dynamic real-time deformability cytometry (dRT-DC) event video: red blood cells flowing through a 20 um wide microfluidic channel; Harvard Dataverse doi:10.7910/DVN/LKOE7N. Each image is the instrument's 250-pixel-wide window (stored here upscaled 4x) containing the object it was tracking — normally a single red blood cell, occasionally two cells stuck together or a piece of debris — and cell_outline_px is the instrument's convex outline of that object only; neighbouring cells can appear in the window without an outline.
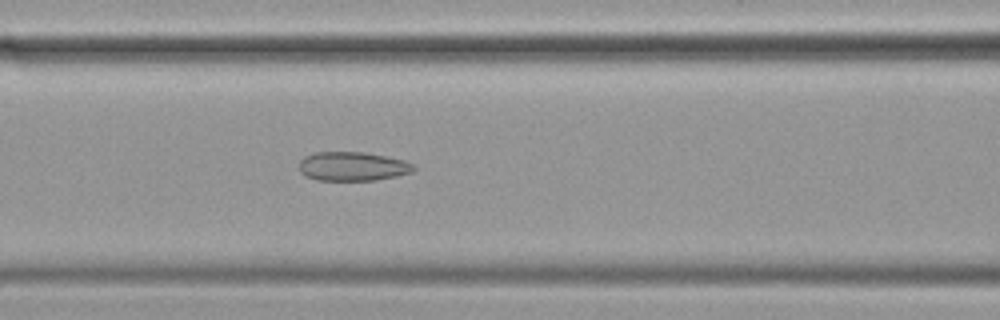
{"species": "common noctule bat (a hibernating species)", "species_latin": "Nyctalus noctula", "temperature_condition": "cold", "stored_images_in_passage": 43, "camera_frame_rate_fps": 3000, "um_per_image_px": 0.085, "animal": {"sex": "female", "body_mass_g": 19.9}, "frame": {"image": 1, "passage_image": 12, "time_ms": 3.667, "image_size_px": [1000, 320], "cell_outline_px": [[416, 168], [412, 172], [396, 176], [376, 180], [316, 180], [304, 176], [300, 172], [300, 160], [304, 156], [316, 152], [364, 152], [404, 160], [412, 164]], "centroid_in_image_um": [29.95, 14.14], "position_along_channel_um": 136.7, "area_um2": 19.36}}
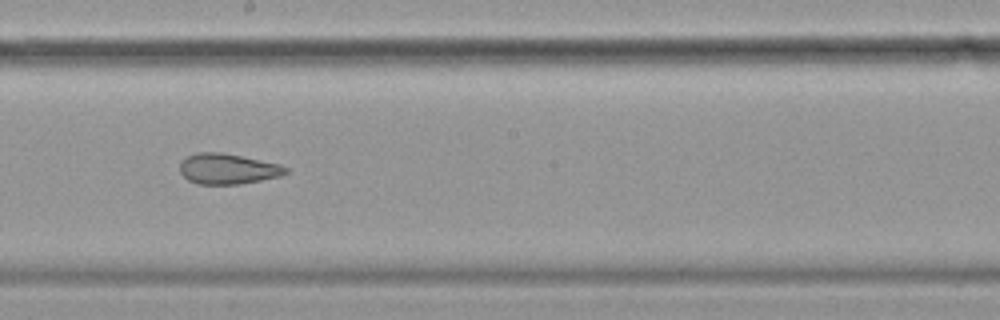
{"frame": {"image": 2, "passage_image": 20, "time_ms": 6.333, "image_size_px": [1000, 320], "cell_outline_px": [[288, 172], [280, 176], [240, 184], [196, 184], [188, 180], [180, 172], [180, 160], [196, 152], [220, 152], [280, 164], [288, 168]], "centroid_in_image_um": [19.33, 14.35], "position_along_channel_um": 228.9, "area_um2": 18.79}}
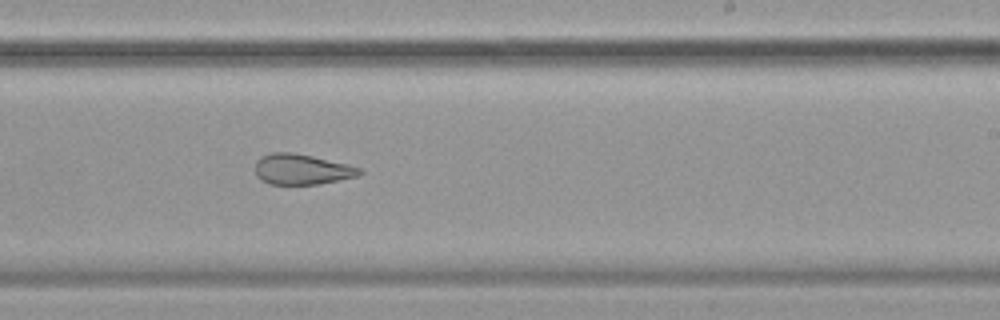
{"frame": {"image": 3, "passage_image": 23, "time_ms": 7.333, "image_size_px": [1000, 320], "cell_outline_px": [[364, 172], [356, 176], [320, 184], [268, 184], [260, 180], [256, 176], [256, 160], [260, 156], [272, 152], [292, 152], [312, 156], [348, 164], [360, 168]], "centroid_in_image_um": [25.62, 14.39], "position_along_channel_um": 263.4, "area_um2": 18.61}}